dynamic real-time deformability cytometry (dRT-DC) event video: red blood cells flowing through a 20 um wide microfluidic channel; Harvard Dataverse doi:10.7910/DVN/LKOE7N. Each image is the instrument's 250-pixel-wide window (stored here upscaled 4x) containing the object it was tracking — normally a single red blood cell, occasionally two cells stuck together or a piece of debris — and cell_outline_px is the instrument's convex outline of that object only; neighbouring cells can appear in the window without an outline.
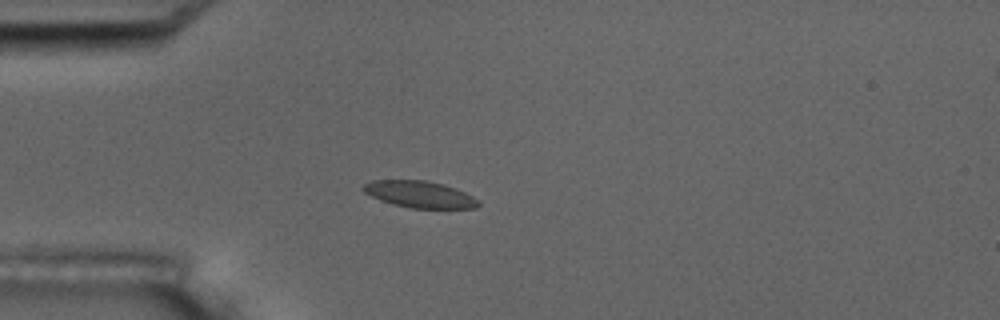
{"species": "common noctule bat (a hibernating species)", "species_latin": "Nyctalus noctula", "temperature_condition": "room temperature", "stored_images_in_passage": 6, "camera_frame_rate_fps": 3000, "um_per_image_px": 0.085, "animal": {"sex": "male", "body_mass_g": 17.5, "forearm_length_mm": 52.3}, "frame": {"image": 1, "passage_image": 5, "time_ms": 4.667, "image_size_px": [1000, 320], "cell_outline_px": [[480, 204], [476, 208], [412, 208], [392, 204], [380, 200], [364, 192], [360, 188], [364, 184], [372, 180], [424, 180], [444, 184], [456, 188], [480, 200]], "centroid_in_image_um": [35.67, 16.51], "position_along_channel_um": 49.3, "area_um2": 17.98}}